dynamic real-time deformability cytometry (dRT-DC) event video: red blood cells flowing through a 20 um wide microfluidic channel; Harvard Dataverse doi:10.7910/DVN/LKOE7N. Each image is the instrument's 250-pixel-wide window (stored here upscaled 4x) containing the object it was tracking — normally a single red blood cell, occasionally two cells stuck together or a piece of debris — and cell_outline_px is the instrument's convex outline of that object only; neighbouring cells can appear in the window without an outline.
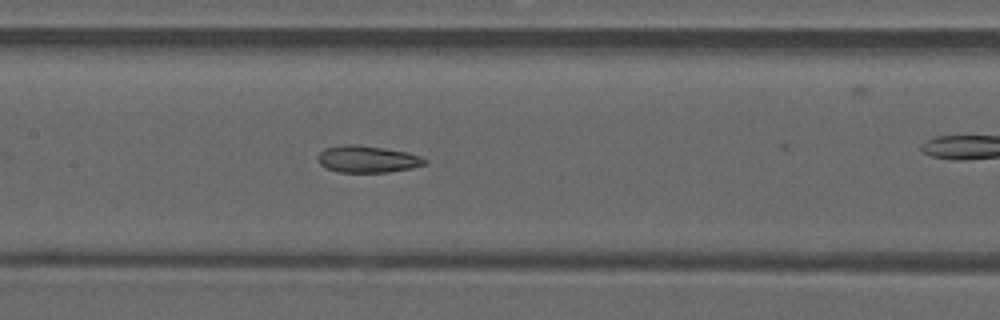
{"species": "common noctule bat (a hibernating species)", "species_latin": "Nyctalus noctula", "temperature_condition": "warm", "stored_images_in_passage": 20, "camera_frame_rate_fps": 3000, "um_per_image_px": 0.085, "animal": {"sex": "male", "forearm_length_mm": 52.5}, "frame": {"image": 1, "passage_image": 5, "time_ms": 1.333, "image_size_px": [1000, 320], "cell_outline_px": [[428, 164], [412, 168], [388, 172], [340, 172], [328, 168], [320, 164], [316, 160], [320, 152], [324, 148], [340, 144], [360, 144], [408, 152], [420, 156], [428, 160]], "centroid_in_image_um": [31.24, 13.51], "position_along_channel_um": 176.2, "area_um2": 16.99}}
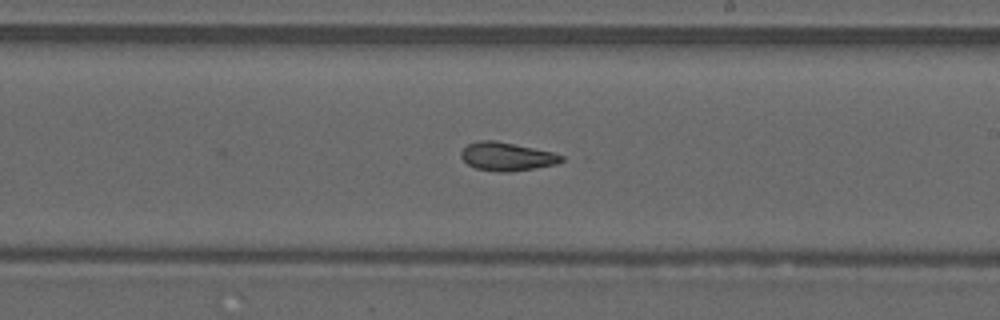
{"frame": {"image": 2, "passage_image": 10, "time_ms": 3.0, "image_size_px": [1000, 320], "cell_outline_px": [[564, 160], [556, 164], [508, 172], [500, 172], [476, 168], [468, 164], [460, 156], [460, 152], [468, 144], [476, 140], [496, 140], [552, 152], [564, 156]], "centroid_in_image_um": [43.06, 13.29], "position_along_channel_um": 245.9, "area_um2": 16.47}}